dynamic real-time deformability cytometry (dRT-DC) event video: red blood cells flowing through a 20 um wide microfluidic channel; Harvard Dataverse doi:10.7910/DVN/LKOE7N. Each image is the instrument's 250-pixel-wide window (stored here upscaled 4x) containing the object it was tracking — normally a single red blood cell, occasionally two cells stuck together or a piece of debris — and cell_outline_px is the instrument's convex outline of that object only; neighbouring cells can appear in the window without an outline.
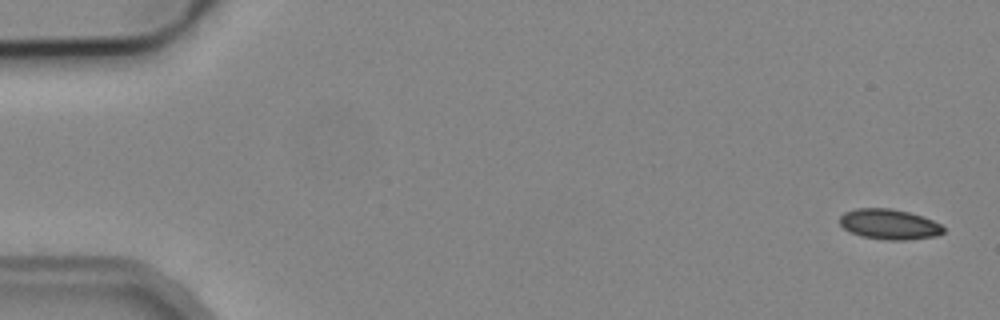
{"species": "common noctule bat (a hibernating species)", "species_latin": "Nyctalus noctula", "temperature_condition": "cold", "stored_images_in_passage": 4, "camera_frame_rate_fps": 3000, "um_per_image_px": 0.085, "animal": {"sex": "male", "body_mass_g": 19.2, "forearm_length_mm": 51.8}, "frame": {"image": 1, "passage_image": 1, "time_ms": 0.0, "image_size_px": [1000, 320], "cell_outline_px": [[944, 232], [936, 236], [904, 240], [888, 240], [860, 236], [844, 228], [840, 224], [840, 216], [844, 212], [856, 208], [892, 208], [924, 216], [940, 224], [944, 228]], "centroid_in_image_um": [75.58, 19.05], "position_along_channel_um": 9.4, "area_um2": 18.32}}